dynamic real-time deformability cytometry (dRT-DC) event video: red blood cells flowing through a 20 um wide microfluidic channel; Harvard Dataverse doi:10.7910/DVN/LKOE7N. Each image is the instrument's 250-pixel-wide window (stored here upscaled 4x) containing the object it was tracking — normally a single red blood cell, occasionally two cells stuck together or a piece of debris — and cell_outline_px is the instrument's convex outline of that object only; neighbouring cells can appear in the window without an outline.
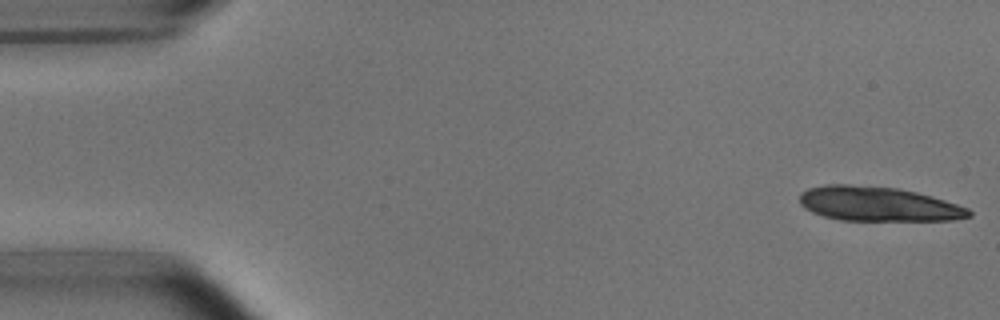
{"species": "common noctule bat (a hibernating species)", "species_latin": "Nyctalus noctula", "temperature_condition": "room temperature", "stored_images_in_passage": 19, "camera_frame_rate_fps": 3000, "um_per_image_px": 0.085, "animal": {"sex": "male", "body_mass_g": 15.6}, "frame": {"image": 1, "passage_image": 1, "time_ms": 0.0, "image_size_px": [1000, 320], "cell_outline_px": [[972, 216], [952, 220], [840, 220], [824, 216], [812, 212], [804, 208], [800, 204], [800, 192], [808, 188], [824, 184], [848, 184], [896, 188], [916, 192], [932, 196], [968, 208], [972, 212]], "centroid_in_image_um": [74.61, 17.33], "position_along_channel_um": 10.4, "area_um2": 33.99}}
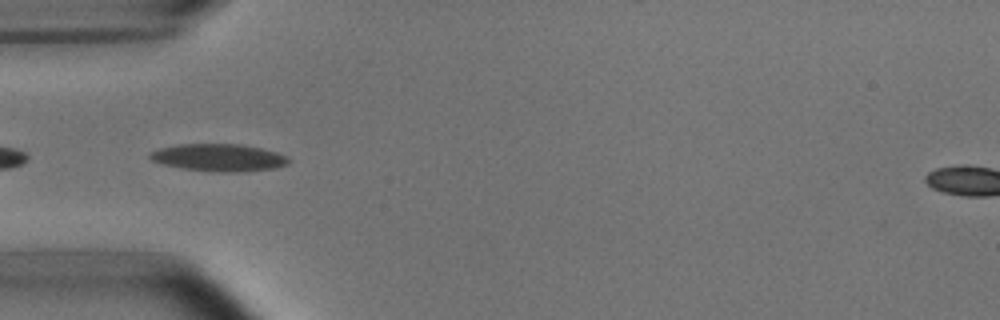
{"frame": {"image": 2, "passage_image": 16, "time_ms": 5.0, "image_size_px": [1000, 320], "cell_outline_px": [[292, 160], [288, 164], [276, 168], [244, 172], [208, 172], [184, 168], [164, 164], [152, 160], [148, 156], [148, 152], [160, 148], [176, 144], [240, 144], [260, 148], [276, 152], [288, 156]], "centroid_in_image_um": [18.63, 13.4], "position_along_channel_um": 66.4, "area_um2": 22.37}}